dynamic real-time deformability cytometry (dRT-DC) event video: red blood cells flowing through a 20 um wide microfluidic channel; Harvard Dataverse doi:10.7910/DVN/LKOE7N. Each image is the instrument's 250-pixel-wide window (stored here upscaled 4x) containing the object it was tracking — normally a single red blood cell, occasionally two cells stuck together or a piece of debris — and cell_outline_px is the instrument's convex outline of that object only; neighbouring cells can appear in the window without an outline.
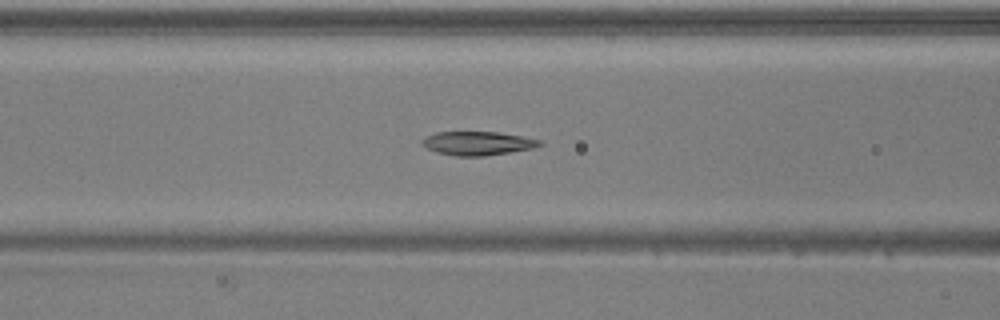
{"species": "common noctule bat (a hibernating species)", "species_latin": "Nyctalus noctula", "temperature_condition": "warm", "stored_images_in_passage": 43, "camera_frame_rate_fps": 3000, "um_per_image_px": 0.085, "animal": {"sex": "male", "body_mass_g": 20.5, "forearm_length_mm": 52.5}, "frame": {"image": 1, "passage_image": 12, "time_ms": 3.667, "image_size_px": [1000, 320], "cell_outline_px": [[544, 144], [532, 148], [484, 156], [456, 156], [436, 152], [420, 144], [420, 140], [424, 136], [436, 132], [496, 132], [520, 136], [540, 140]], "centroid_in_image_um": [40.53, 12.18], "position_along_channel_um": 126.1, "area_um2": 16.18}}
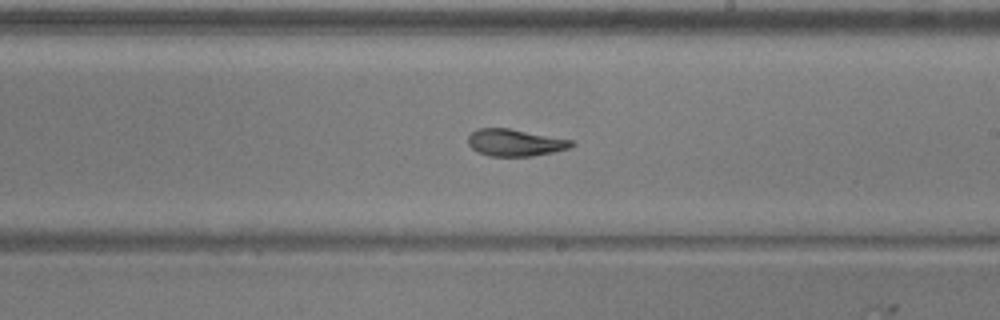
{"frame": {"image": 2, "passage_image": 21, "time_ms": 6.667, "image_size_px": [1000, 320], "cell_outline_px": [[576, 144], [568, 148], [552, 152], [532, 156], [488, 156], [476, 152], [468, 144], [468, 136], [476, 128], [508, 128], [572, 140]], "centroid_in_image_um": [43.74, 12.12], "position_along_channel_um": 245.3, "area_um2": 16.24}}
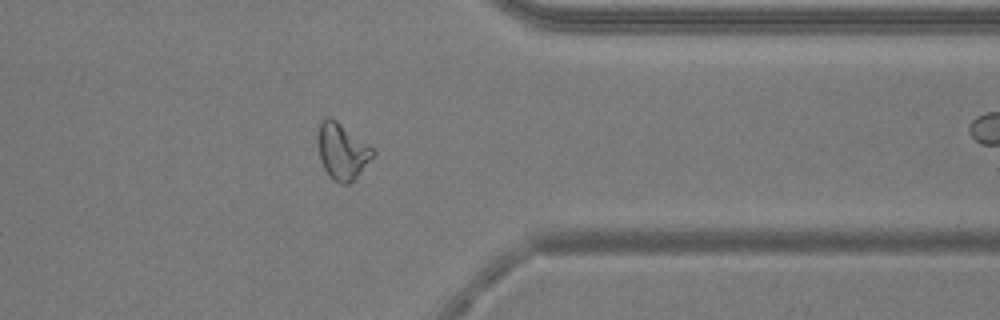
{"frame": {"image": 3, "passage_image": 32, "time_ms": 10.333, "image_size_px": [1000, 320], "cell_outline_px": [[376, 152], [360, 172], [348, 184], [340, 184], [324, 168], [320, 160], [316, 140], [316, 136], [320, 120], [324, 116], [328, 116], [336, 120], [372, 148]], "centroid_in_image_um": [29.02, 12.81], "position_along_channel_um": 382.4, "area_um2": 17.74}, "authors_computed_cell_mechanics": {"area_um2": 17.2244, "velocity_mm_per_s": 3.9644, "shape_relaxation_time_tau1_ms": 6.871, "shape_relaxation_time_tau2_ms": 2.6926, "deformation_change_tau1": 0.2109, "deformation_change_tau2": 0.0929}}